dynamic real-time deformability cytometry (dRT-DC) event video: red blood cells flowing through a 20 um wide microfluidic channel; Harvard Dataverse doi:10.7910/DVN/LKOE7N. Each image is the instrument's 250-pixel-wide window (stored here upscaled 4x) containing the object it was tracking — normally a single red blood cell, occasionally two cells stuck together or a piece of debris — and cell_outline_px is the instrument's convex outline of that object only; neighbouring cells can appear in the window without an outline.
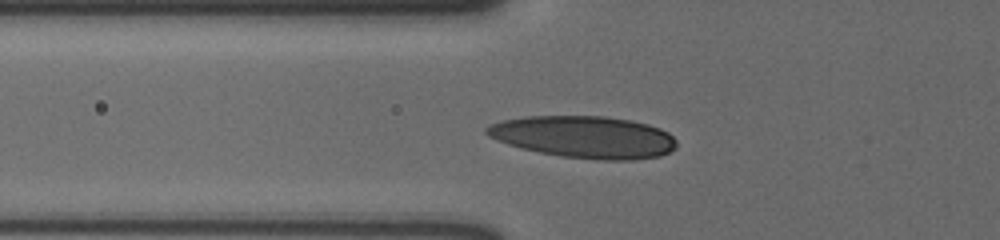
{"species": "human", "species_latin": "Homo sapiens", "temperature_condition": "cold", "stored_images_in_passage": 12, "camera_frame_rate_fps": 3000, "um_per_image_px": 0.085, "donor": {"sex": "male"}, "frame": {"image": 1, "passage_image": 9, "time_ms": 2.667, "image_size_px": [1000, 240], "cell_outline_px": [[676, 148], [660, 156], [632, 160], [596, 160], [560, 156], [540, 152], [508, 144], [496, 140], [488, 136], [484, 132], [484, 128], [488, 124], [500, 120], [528, 116], [604, 116], [628, 120], [648, 124], [660, 128], [668, 132], [676, 140]], "centroid_in_image_um": [49.63, 11.64], "position_along_channel_um": 76.2, "area_um2": 46.7}}
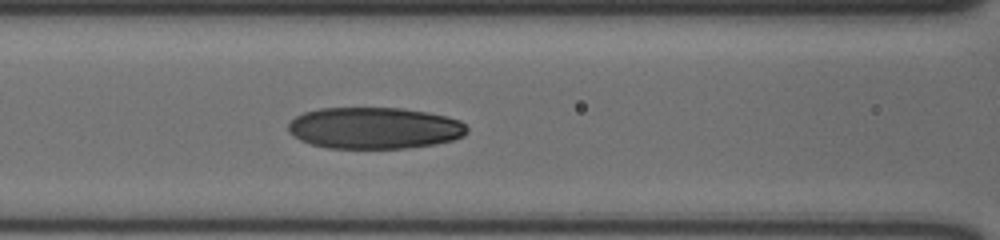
{"frame": {"image": 2, "passage_image": 12, "time_ms": 3.667, "image_size_px": [1000, 240], "cell_outline_px": [[468, 132], [464, 136], [452, 140], [436, 144], [404, 148], [328, 148], [312, 144], [300, 140], [292, 136], [288, 132], [288, 124], [296, 116], [304, 112], [320, 108], [400, 108], [428, 112], [448, 116], [460, 120], [468, 128]], "centroid_in_image_um": [31.83, 10.88], "position_along_channel_um": 134.8, "area_um2": 43.52}}